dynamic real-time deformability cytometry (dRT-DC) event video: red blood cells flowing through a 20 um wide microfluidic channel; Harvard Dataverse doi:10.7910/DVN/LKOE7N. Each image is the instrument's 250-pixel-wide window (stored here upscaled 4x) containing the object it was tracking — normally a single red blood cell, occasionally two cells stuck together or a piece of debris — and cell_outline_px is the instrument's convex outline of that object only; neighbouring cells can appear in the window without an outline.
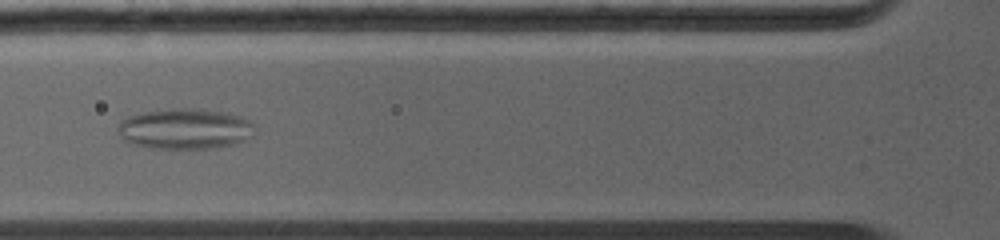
{"species": "common noctule bat (a hibernating species)", "species_latin": "Nyctalus noctula", "temperature_condition": "warm", "stored_images_in_passage": 39, "camera_frame_rate_fps": 5000, "um_per_image_px": 0.085, "animal": {"sex": "female", "body_mass_g": 19.0, "forearm_length_mm": 56.7}, "frame": {"image": 1, "passage_image": 10, "time_ms": 3.8, "image_size_px": [1000, 240], "cell_outline_px": [[248, 124], [240, 140], [236, 144], [212, 148], [152, 148], [132, 144], [124, 140], [120, 128], [120, 124], [128, 116], [144, 112], [168, 108], [200, 108], [228, 112], [240, 116]], "centroid_in_image_um": [15.59, 10.93], "position_along_channel_um": 110.2, "area_um2": 31.15}}
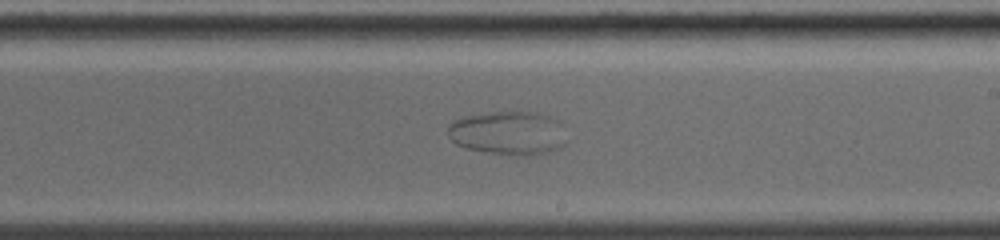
{"frame": {"image": 2, "passage_image": 17, "time_ms": 7.0, "image_size_px": [1000, 240], "cell_outline_px": [[560, 144], [556, 148], [544, 152], [528, 156], [520, 156], [488, 152], [468, 148], [456, 144], [448, 136], [448, 128], [452, 120], [464, 116], [488, 112], [536, 112], [560, 120]], "centroid_in_image_um": [43.08, 11.28], "position_along_channel_um": 245.9, "area_um2": 29.54}}
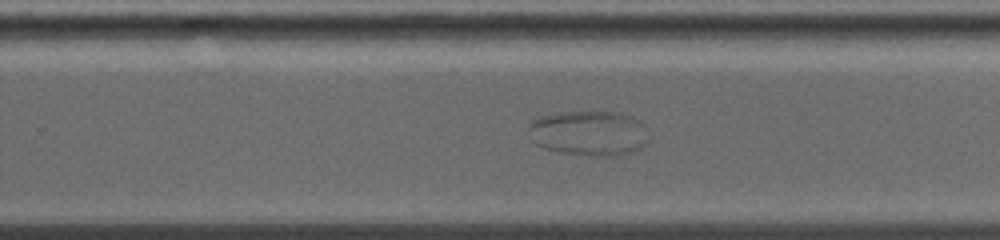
{"frame": {"image": 3, "passage_image": 19, "time_ms": 7.8, "image_size_px": [1000, 240], "cell_outline_px": [[644, 144], [640, 148], [632, 152], [612, 156], [592, 156], [560, 152], [544, 148], [536, 144], [528, 128], [528, 124], [532, 120], [540, 116], [556, 112], [620, 112], [640, 120], [644, 124]], "centroid_in_image_um": [50.01, 11.31], "position_along_channel_um": 279.8, "area_um2": 31.33}}